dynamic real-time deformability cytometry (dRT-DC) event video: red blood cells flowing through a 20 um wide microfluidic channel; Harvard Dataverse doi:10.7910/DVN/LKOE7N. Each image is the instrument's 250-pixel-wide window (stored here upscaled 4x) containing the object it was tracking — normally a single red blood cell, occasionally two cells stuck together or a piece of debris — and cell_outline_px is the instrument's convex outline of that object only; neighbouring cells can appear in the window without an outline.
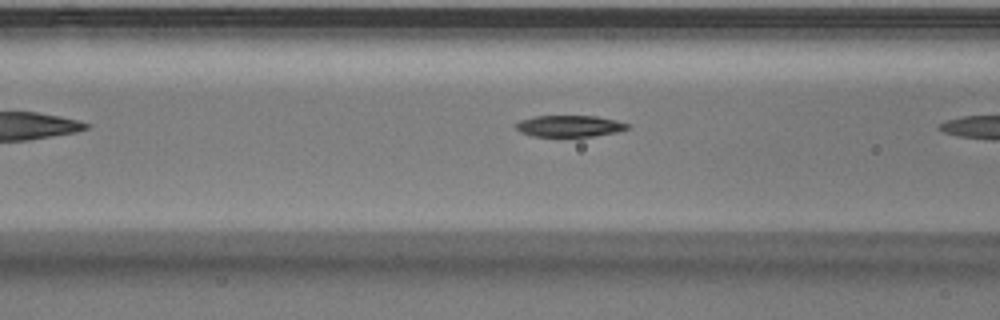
{"species": "Egyptian fruit bat (a non-hibernating species)", "species_latin": "Rousettus aegyptiacus", "temperature_condition": "warm", "stored_images_in_passage": 12, "camera_frame_rate_fps": 3000, "um_per_image_px": 0.085, "animal": {"sex": "male"}, "frame": {"image": 1, "passage_image": 7, "time_ms": 2.0, "image_size_px": [1000, 320], "cell_outline_px": [[628, 128], [616, 132], [592, 136], [532, 136], [520, 132], [516, 128], [516, 124], [520, 120], [536, 116], [596, 116], [616, 120], [628, 124]], "centroid_in_image_um": [48.38, 10.71], "position_along_channel_um": 118.2, "area_um2": 13.76}}
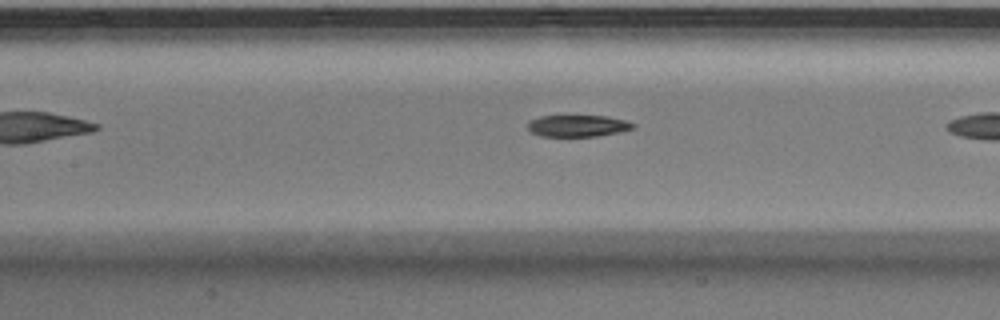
{"frame": {"image": 2, "passage_image": 10, "time_ms": 3.0, "image_size_px": [1000, 320], "cell_outline_px": [[636, 124], [632, 128], [616, 132], [596, 136], [540, 136], [532, 132], [528, 128], [528, 120], [540, 116], [608, 116], [624, 120]], "centroid_in_image_um": [49.06, 10.69], "position_along_channel_um": 158.3, "area_um2": 13.12}}